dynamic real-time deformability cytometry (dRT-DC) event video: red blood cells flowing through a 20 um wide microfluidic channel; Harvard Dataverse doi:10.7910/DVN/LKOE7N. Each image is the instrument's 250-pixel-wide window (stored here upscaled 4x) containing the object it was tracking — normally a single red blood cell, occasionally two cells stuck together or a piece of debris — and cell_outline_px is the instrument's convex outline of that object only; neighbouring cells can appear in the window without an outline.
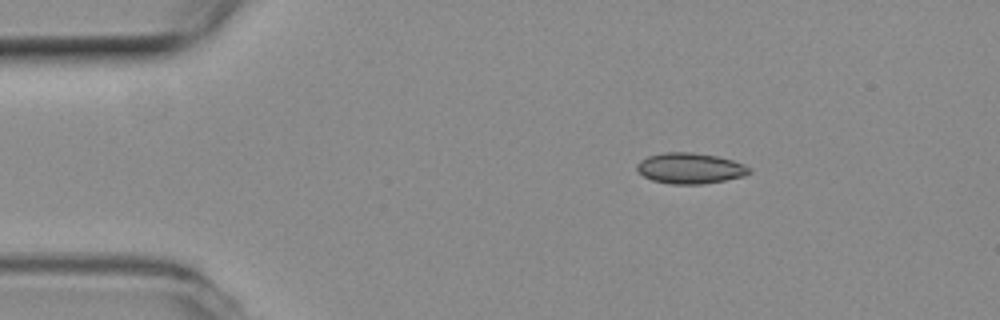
{"species": "common noctule bat (a hibernating species)", "species_latin": "Nyctalus noctula", "temperature_condition": "room temperature", "stored_images_in_passage": 45, "camera_frame_rate_fps": 3000, "um_per_image_px": 0.085, "animal": {"sex": "female", "body_mass_g": 19.3, "forearm_length_mm": 54.1}, "frame": {"image": 1, "passage_image": 1, "time_ms": 0.0, "image_size_px": [1000, 320], "cell_outline_px": [[752, 172], [744, 176], [724, 180], [700, 184], [672, 184], [652, 180], [644, 176], [636, 168], [636, 164], [640, 160], [648, 156], [664, 152], [692, 152], [716, 156], [732, 160], [744, 164], [752, 168]], "centroid_in_image_um": [58.67, 14.3], "position_along_channel_um": 26.3, "area_um2": 20.11}}
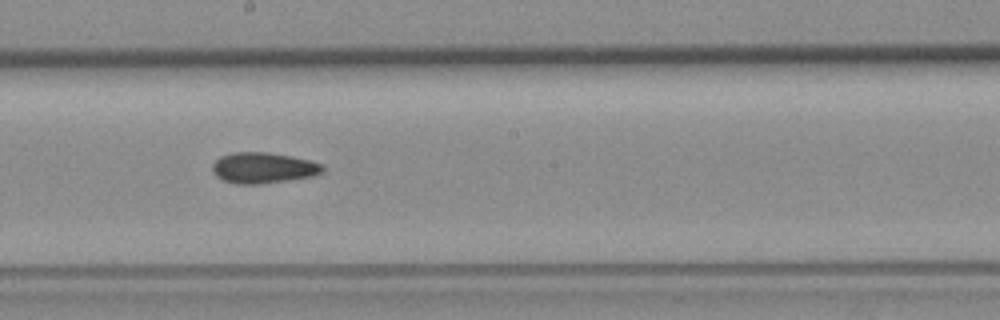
{"frame": {"image": 2, "passage_image": 21, "time_ms": 6.667, "image_size_px": [1000, 320], "cell_outline_px": [[324, 172], [312, 176], [288, 180], [260, 184], [236, 184], [224, 180], [216, 176], [212, 168], [212, 164], [220, 156], [232, 152], [264, 152], [292, 156], [324, 164]], "centroid_in_image_um": [22.38, 14.26], "position_along_channel_um": 225.8, "area_um2": 19.83}}
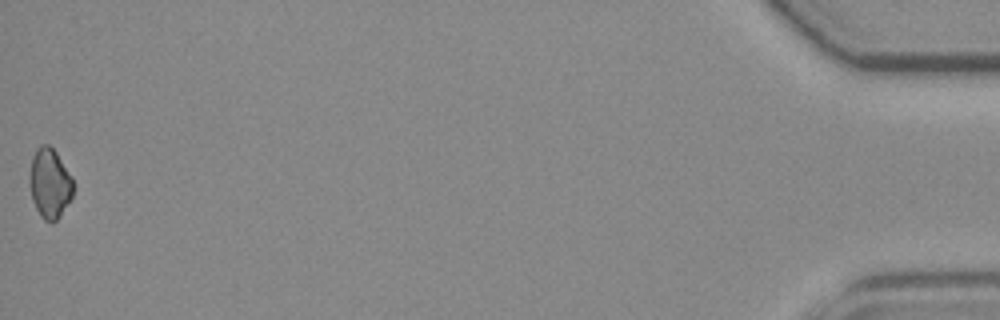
{"frame": {"image": 3, "passage_image": 45, "time_ms": 14.667, "image_size_px": [1000, 320], "cell_outline_px": [[72, 196], [60, 216], [52, 224], [44, 220], [40, 216], [32, 200], [28, 180], [28, 176], [32, 156], [36, 148], [40, 144], [48, 144], [56, 152], [72, 176]], "centroid_in_image_um": [4.19, 15.57], "position_along_channel_um": 431.0, "area_um2": 17.98}}